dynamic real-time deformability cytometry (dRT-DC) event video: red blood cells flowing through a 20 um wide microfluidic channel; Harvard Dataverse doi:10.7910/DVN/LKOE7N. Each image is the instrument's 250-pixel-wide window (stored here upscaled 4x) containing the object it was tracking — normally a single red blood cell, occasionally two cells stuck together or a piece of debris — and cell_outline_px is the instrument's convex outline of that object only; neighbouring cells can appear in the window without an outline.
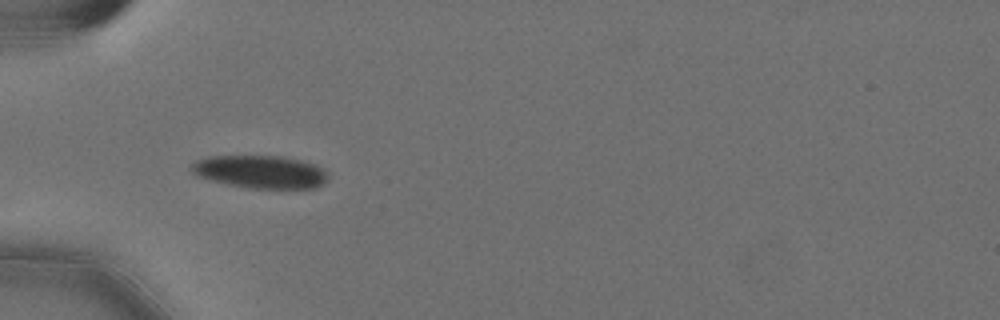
{"species": "Egyptian fruit bat (a non-hibernating species)", "species_latin": "Rousettus aegyptiacus", "temperature_condition": "cold", "stored_images_in_passage": 41, "camera_frame_rate_fps": 3000, "um_per_image_px": 0.085, "animal": {"sex": "female"}, "frame": {"image": 1, "passage_image": 1, "time_ms": 0.0, "image_size_px": [1000, 320], "cell_outline_px": [[328, 176], [316, 188], [248, 188], [228, 184], [196, 176], [188, 168], [188, 164], [196, 160], [208, 156], [280, 156], [300, 160], [312, 164], [320, 168]], "centroid_in_image_um": [22.02, 14.59], "position_along_channel_um": 63.0, "area_um2": 25.95}}
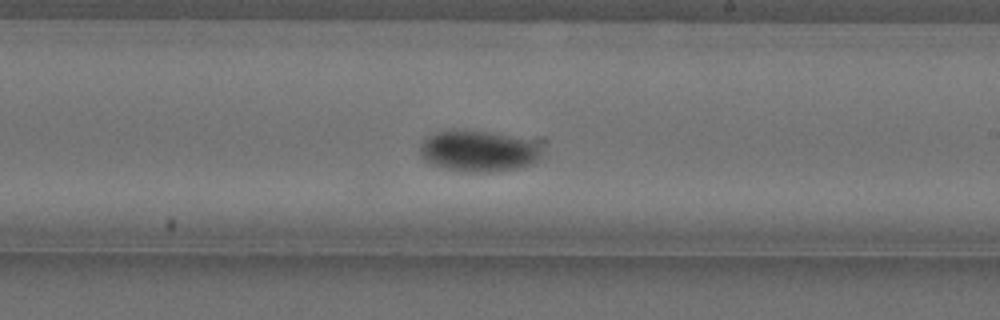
{"frame": {"image": 2, "passage_image": 17, "time_ms": 5.333, "image_size_px": [1000, 320], "cell_outline_px": [[548, 140], [540, 160], [520, 168], [488, 172], [464, 172], [444, 168], [432, 164], [424, 160], [420, 156], [420, 144], [428, 136], [436, 132], [452, 128], [544, 136]], "centroid_in_image_um": [40.93, 12.76], "position_along_channel_um": 248.1, "area_um2": 31.79}}
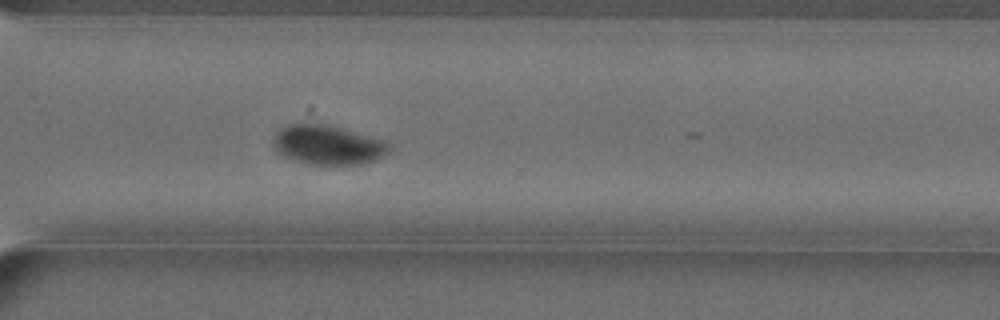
{"frame": {"image": 3, "passage_image": 25, "time_ms": 8.0, "image_size_px": [1000, 320], "cell_outline_px": [[392, 148], [388, 152], [376, 160], [352, 164], [308, 164], [284, 156], [276, 152], [272, 148], [272, 136], [280, 128], [288, 124], [304, 120], [308, 120], [328, 124], [384, 140]], "centroid_in_image_um": [27.76, 12.26], "position_along_channel_um": 342.8, "area_um2": 27.22}, "authors_computed_cell_mechanics": {"area_um2": 27.1082, "velocity_mm_per_s": 3.5633, "shape_relaxation_time_tau1_ms": 3.5955, "shape_relaxation_time_tau2_ms": null, "deformation_change_tau1": 0.1014, "deformation_change_tau2": null}}